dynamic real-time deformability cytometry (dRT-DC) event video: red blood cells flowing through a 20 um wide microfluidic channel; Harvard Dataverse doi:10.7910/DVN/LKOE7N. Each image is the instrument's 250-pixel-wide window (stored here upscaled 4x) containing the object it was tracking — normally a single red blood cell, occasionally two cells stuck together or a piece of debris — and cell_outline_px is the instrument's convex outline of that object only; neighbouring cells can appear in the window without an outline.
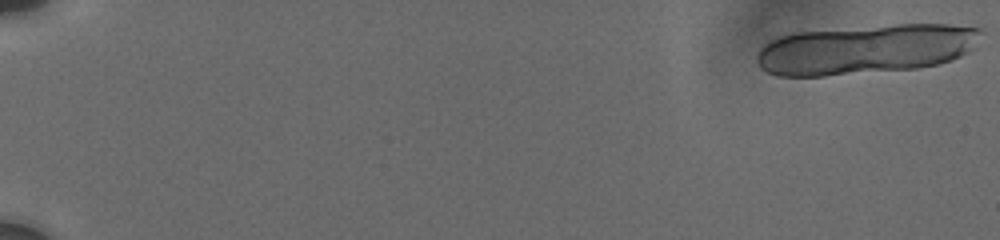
{"species": "human", "species_latin": "Homo sapiens", "temperature_condition": "cold", "stored_images_in_passage": 20, "camera_frame_rate_fps": 3000, "um_per_image_px": 0.085, "donor": {"sex": "male"}, "frame": {"image": 1, "passage_image": 1, "time_ms": 0.0, "image_size_px": [1000, 240], "cell_outline_px": [[984, 32], [976, 48], [952, 60], [936, 64], [916, 68], [824, 76], [776, 76], [760, 68], [756, 60], [756, 56], [760, 48], [764, 44], [780, 36], [796, 32], [896, 24], [948, 24], [980, 28]], "centroid_in_image_um": [73.61, 4.18], "position_along_channel_um": 11.4, "area_um2": 65.26}}
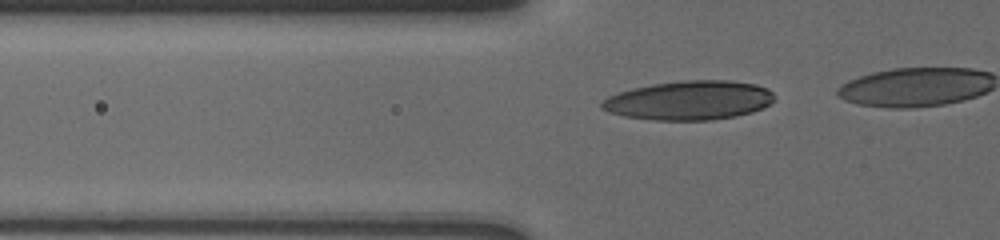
{"frame": {"image": 2, "passage_image": 13, "time_ms": 6.0, "image_size_px": [1000, 240], "cell_outline_px": [[776, 96], [768, 104], [752, 112], [736, 116], [712, 120], [656, 120], [624, 116], [608, 112], [600, 108], [600, 104], [608, 96], [632, 88], [652, 84], [684, 80], [732, 80], [756, 84], [768, 88]], "centroid_in_image_um": [58.58, 8.52], "position_along_channel_um": 67.2, "area_um2": 39.42}}
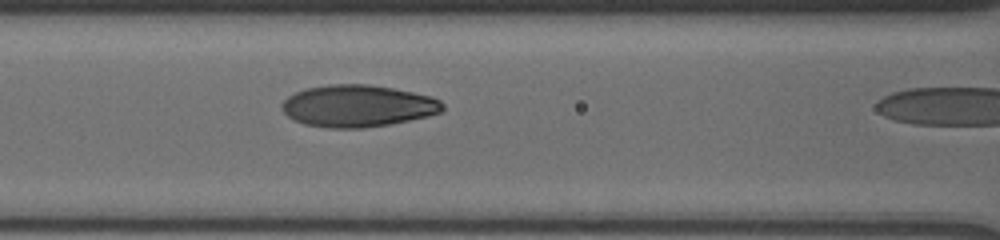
{"frame": {"image": 3, "passage_image": 19, "time_ms": 8.0, "image_size_px": [1000, 240], "cell_outline_px": [[444, 108], [440, 112], [428, 116], [388, 124], [364, 128], [328, 128], [304, 124], [288, 116], [280, 108], [280, 104], [288, 96], [296, 92], [308, 88], [328, 84], [368, 84], [392, 88], [432, 96], [440, 100], [444, 104]], "centroid_in_image_um": [30.4, 9.0], "position_along_channel_um": 136.2, "area_um2": 39.25}}